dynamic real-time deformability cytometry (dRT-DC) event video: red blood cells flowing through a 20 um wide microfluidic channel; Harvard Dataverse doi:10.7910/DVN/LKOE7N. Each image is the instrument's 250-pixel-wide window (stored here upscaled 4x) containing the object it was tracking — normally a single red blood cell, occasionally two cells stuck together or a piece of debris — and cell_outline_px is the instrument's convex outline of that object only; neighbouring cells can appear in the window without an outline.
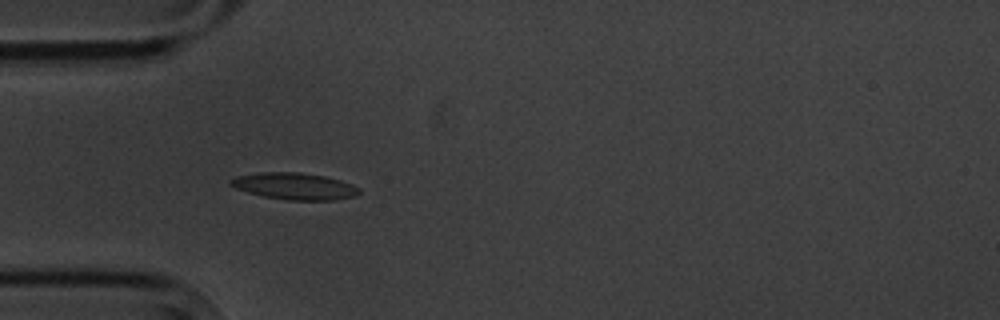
{"species": "common noctule bat (a hibernating species)", "species_latin": "Nyctalus noctula", "temperature_condition": "cold", "stored_images_in_passage": 5, "camera_frame_rate_fps": 3000, "um_per_image_px": 0.085, "animal": {"sex": "male", "body_mass_g": 20.1, "forearm_length_mm": 53.5}, "frame": {"image": 1, "passage_image": 4, "time_ms": 3.667, "image_size_px": [1000, 320], "cell_outline_px": [[360, 192], [356, 196], [332, 200], [288, 200], [264, 196], [248, 192], [236, 188], [228, 184], [228, 180], [236, 176], [260, 172], [300, 172], [324, 176], [340, 180], [352, 184], [360, 188]], "centroid_in_image_um": [25.03, 15.82], "position_along_channel_um": 60.0, "area_um2": 20.06}}
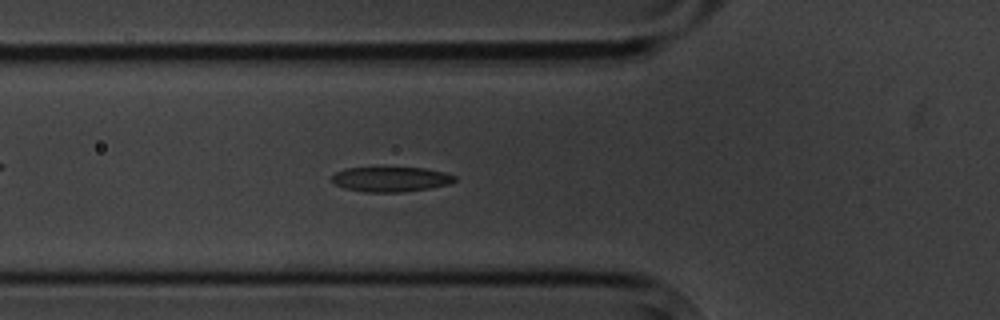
{"frame": {"image": 2, "passage_image": 5, "time_ms": 4.667, "image_size_px": [1000, 320], "cell_outline_px": [[456, 180], [448, 184], [428, 188], [400, 192], [364, 192], [344, 188], [336, 184], [332, 180], [332, 176], [336, 172], [344, 168], [424, 168], [444, 172], [456, 176]], "centroid_in_image_um": [33.2, 15.23], "position_along_channel_um": 92.6, "area_um2": 17.63}}